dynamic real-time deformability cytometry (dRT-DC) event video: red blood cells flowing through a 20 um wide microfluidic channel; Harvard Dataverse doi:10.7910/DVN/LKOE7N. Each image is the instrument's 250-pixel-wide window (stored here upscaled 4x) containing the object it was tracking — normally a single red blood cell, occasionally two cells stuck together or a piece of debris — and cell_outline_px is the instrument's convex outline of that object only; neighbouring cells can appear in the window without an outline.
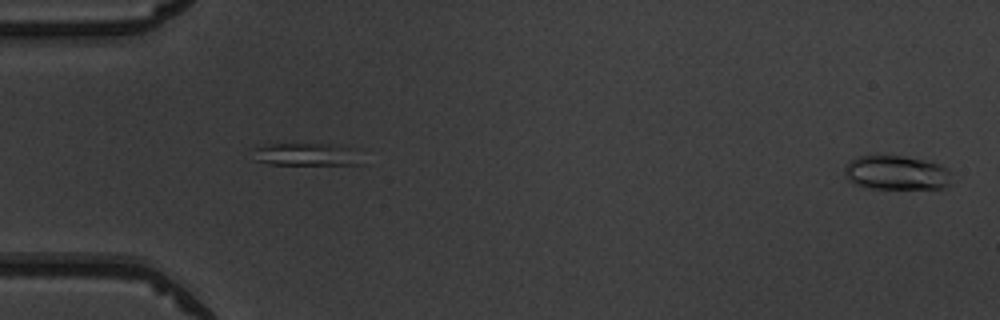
{"species": "common noctule bat (a hibernating species)", "species_latin": "Nyctalus noctula", "temperature_condition": "warm", "stored_images_in_passage": 51, "camera_frame_rate_fps": 3000, "um_per_image_px": 0.085, "animal": {"sex": "male", "body_mass_g": 19.5, "forearm_length_mm": 54.6}, "frame": {"image": 1, "passage_image": 1, "time_ms": 0.0, "image_size_px": [1000, 320], "cell_outline_px": [[952, 184], [944, 188], [860, 188], [848, 180], [844, 172], [844, 168], [856, 156], [900, 156], [924, 160], [940, 164], [948, 168]], "centroid_in_image_um": [76.2, 14.7], "position_along_channel_um": 8.8, "area_um2": 21.44}}
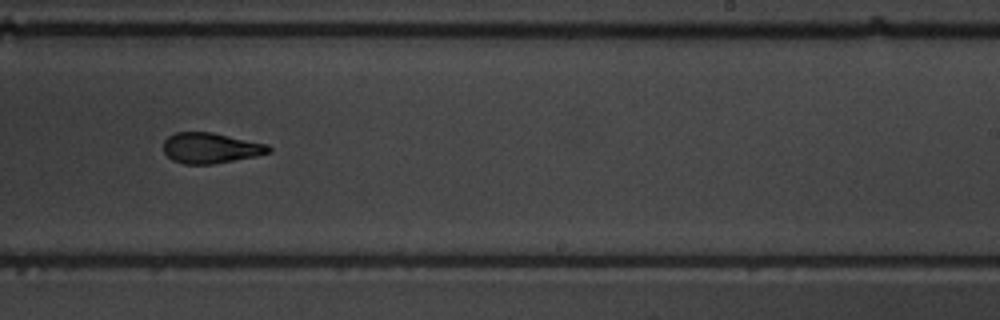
{"frame": {"image": 2, "passage_image": 32, "time_ms": 10.333, "image_size_px": [1000, 320], "cell_outline_px": [[272, 152], [256, 156], [212, 164], [184, 164], [172, 160], [164, 152], [164, 140], [168, 136], [176, 132], [212, 132], [268, 144], [272, 148]], "centroid_in_image_um": [17.92, 12.58], "position_along_channel_um": 271.1, "area_um2": 18.79}}
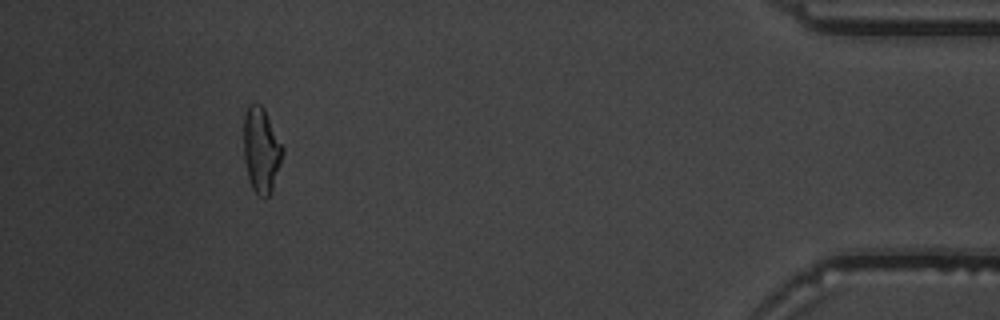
{"frame": {"image": 3, "passage_image": 47, "time_ms": 15.333, "image_size_px": [1000, 320], "cell_outline_px": [[284, 152], [272, 188], [268, 196], [264, 200], [256, 196], [252, 188], [248, 176], [244, 160], [244, 116], [248, 108], [252, 104], [260, 104], [264, 108], [284, 148]], "centroid_in_image_um": [22.21, 12.8], "position_along_channel_um": 413.0, "area_um2": 19.25}, "authors_computed_cell_mechanics": {"area_um2": 19.4208, "velocity_mm_per_s": 4.0073, "shape_relaxation_time_tau1_ms": 5.2051, "shape_relaxation_time_tau2_ms": 1.9664, "deformation_change_tau1": 0.2015, "deformation_change_tau2": 0.1054}}